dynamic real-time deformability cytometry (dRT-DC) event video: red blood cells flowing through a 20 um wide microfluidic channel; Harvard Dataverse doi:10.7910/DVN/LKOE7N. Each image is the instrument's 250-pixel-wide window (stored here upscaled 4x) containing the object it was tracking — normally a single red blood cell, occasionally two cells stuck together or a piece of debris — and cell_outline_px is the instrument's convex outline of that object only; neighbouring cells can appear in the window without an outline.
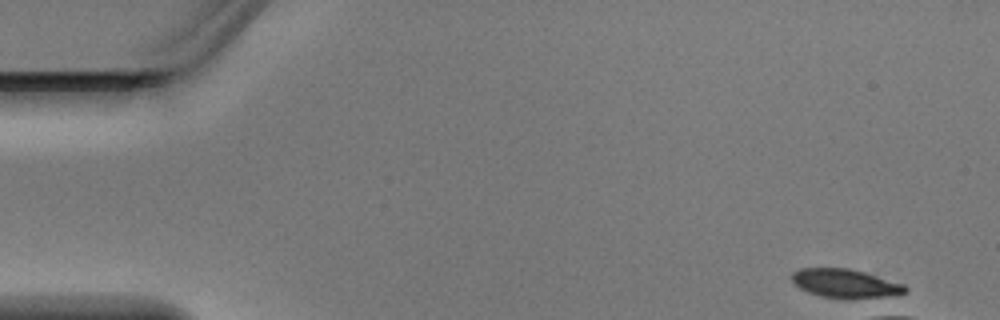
{"species": "Egyptian fruit bat (a non-hibernating species)", "species_latin": "Rousettus aegyptiacus", "temperature_condition": "warm", "stored_images_in_passage": 1, "camera_frame_rate_fps": 3000, "um_per_image_px": 0.085, "animal": {"sex": "male"}, "frame": {"image": 1, "passage_image": 1, "time_ms": 0.0, "image_size_px": [1000, 320], "cell_outline_px": [[908, 292], [880, 296], [820, 296], [808, 292], [800, 288], [792, 280], [792, 272], [800, 268], [848, 268], [864, 272], [904, 284], [908, 288]], "centroid_in_image_um": [71.81, 24.04], "position_along_channel_um": 13.2, "area_um2": 18.09}}